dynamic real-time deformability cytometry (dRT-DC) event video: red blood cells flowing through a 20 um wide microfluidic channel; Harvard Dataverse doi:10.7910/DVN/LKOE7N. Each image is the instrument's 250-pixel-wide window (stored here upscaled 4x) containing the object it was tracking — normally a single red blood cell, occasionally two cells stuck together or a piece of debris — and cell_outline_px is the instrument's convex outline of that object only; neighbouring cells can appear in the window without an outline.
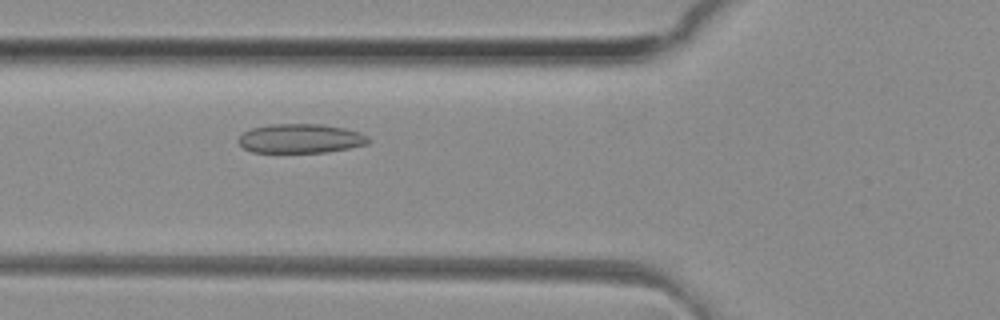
{"species": "common noctule bat (a hibernating species)", "species_latin": "Nyctalus noctula", "temperature_condition": "room temperature", "stored_images_in_passage": 51, "camera_frame_rate_fps": 3000, "um_per_image_px": 0.085, "animal": {"sex": "female", "body_mass_g": 29.2, "forearm_length_mm": 56.3}, "frame": {"image": 1, "passage_image": 19, "time_ms": 6.0, "image_size_px": [1000, 320], "cell_outline_px": [[372, 140], [368, 144], [328, 152], [252, 152], [244, 148], [236, 140], [244, 132], [252, 128], [272, 124], [324, 124], [344, 128], [360, 132], [368, 136]], "centroid_in_image_um": [25.58, 11.77], "position_along_channel_um": 100.2, "area_um2": 22.2}}
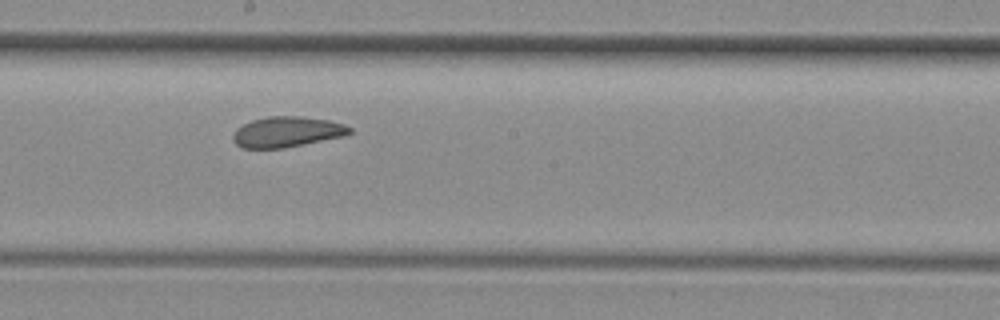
{"frame": {"image": 2, "passage_image": 28, "time_ms": 9.0, "image_size_px": [1000, 320], "cell_outline_px": [[352, 132], [348, 136], [284, 148], [240, 148], [232, 140], [232, 136], [236, 128], [252, 120], [268, 116], [304, 116], [328, 120], [344, 124], [352, 128]], "centroid_in_image_um": [24.42, 11.21], "position_along_channel_um": 223.8, "area_um2": 21.1}}
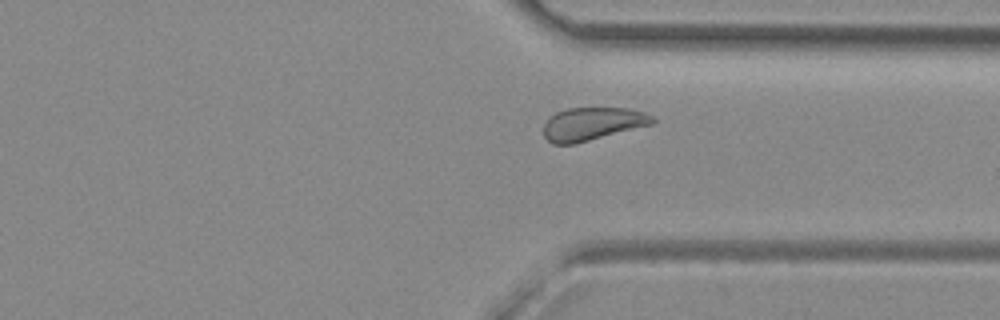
{"frame": {"image": 3, "passage_image": 38, "time_ms": 12.333, "image_size_px": [1000, 320], "cell_outline_px": [[656, 124], [572, 144], [552, 144], [544, 136], [544, 124], [548, 116], [556, 112], [568, 108], [628, 108], [644, 112], [656, 116]], "centroid_in_image_um": [50.4, 10.52], "position_along_channel_um": 361.0, "area_um2": 21.21}, "authors_computed_cell_mechanics": {"area_um2": 22.5998, "velocity_mm_per_s": 4.1116, "shape_relaxation_time_tau1_ms": null, "shape_relaxation_time_tau2_ms": 2.0464, "deformation_change_tau1": null, "deformation_change_tau2": 0.0849}}